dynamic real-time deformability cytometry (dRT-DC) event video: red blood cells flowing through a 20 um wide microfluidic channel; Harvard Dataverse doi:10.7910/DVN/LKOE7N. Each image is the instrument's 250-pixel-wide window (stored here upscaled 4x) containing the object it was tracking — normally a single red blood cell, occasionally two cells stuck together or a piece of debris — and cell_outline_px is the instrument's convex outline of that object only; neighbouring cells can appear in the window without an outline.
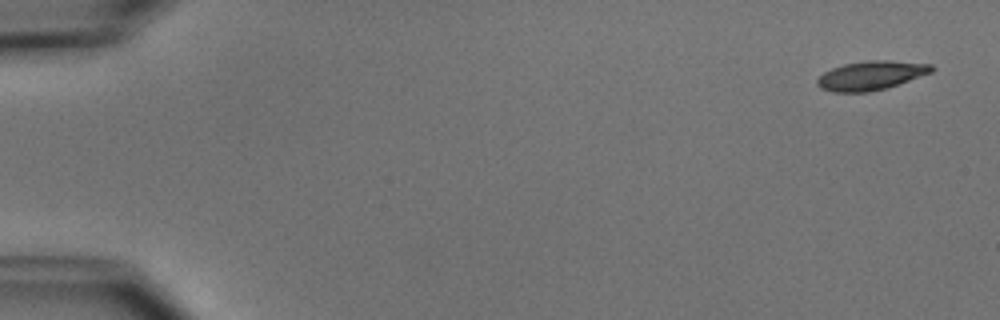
{"species": "common noctule bat (a hibernating species)", "species_latin": "Nyctalus noctula", "temperature_condition": "cold", "stored_images_in_passage": 5, "camera_frame_rate_fps": 3000, "um_per_image_px": 0.085, "animal": {"sex": "male", "body_mass_g": 15.6}, "frame": {"image": 1, "passage_image": 1, "time_ms": 0.0, "image_size_px": [1000, 320], "cell_outline_px": [[936, 68], [932, 72], [888, 88], [868, 92], [832, 92], [820, 88], [816, 84], [816, 80], [824, 72], [832, 68], [844, 64], [864, 60], [888, 60], [932, 64]], "centroid_in_image_um": [74.04, 6.41], "position_along_channel_um": 11.0, "area_um2": 19.54}}
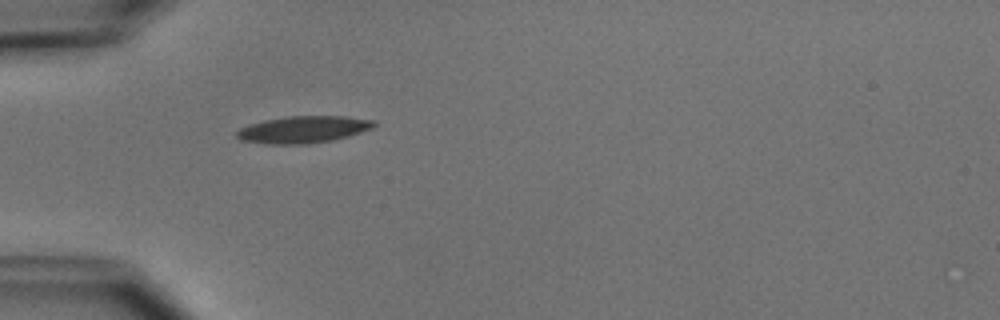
{"frame": {"image": 2, "passage_image": 5, "time_ms": 4.667, "image_size_px": [1000, 320], "cell_outline_px": [[376, 124], [372, 128], [348, 136], [332, 140], [304, 144], [268, 144], [240, 140], [236, 136], [236, 132], [240, 128], [248, 124], [264, 120], [288, 116], [344, 116], [376, 120]], "centroid_in_image_um": [25.76, 11.0], "position_along_channel_um": 59.2, "area_um2": 21.56}}